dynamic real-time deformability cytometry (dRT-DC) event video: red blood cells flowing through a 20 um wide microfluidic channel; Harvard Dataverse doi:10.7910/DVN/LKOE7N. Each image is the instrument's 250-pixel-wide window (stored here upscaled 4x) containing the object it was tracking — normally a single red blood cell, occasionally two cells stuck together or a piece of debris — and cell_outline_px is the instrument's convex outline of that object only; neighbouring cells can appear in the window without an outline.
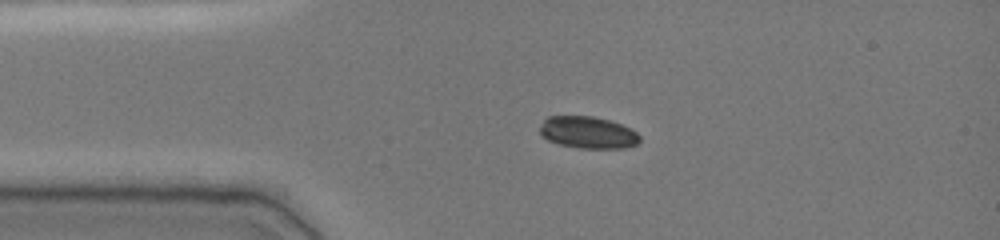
{"species": "common noctule bat (a hibernating species)", "species_latin": "Nyctalus noctula", "temperature_condition": "cold", "stored_images_in_passage": 40, "camera_frame_rate_fps": 3000, "um_per_image_px": 0.085, "animal": {"sex": "female", "body_mass_g": 19.0, "forearm_length_mm": 51.5}, "frame": {"image": 1, "passage_image": 1, "time_ms": 0.0, "image_size_px": [1000, 240], "cell_outline_px": [[640, 140], [636, 144], [624, 148], [580, 148], [560, 144], [548, 140], [540, 136], [540, 124], [548, 116], [592, 116], [608, 120], [632, 128], [640, 136]], "centroid_in_image_um": [49.96, 11.26], "position_along_channel_um": 35.0, "area_um2": 18.61}}
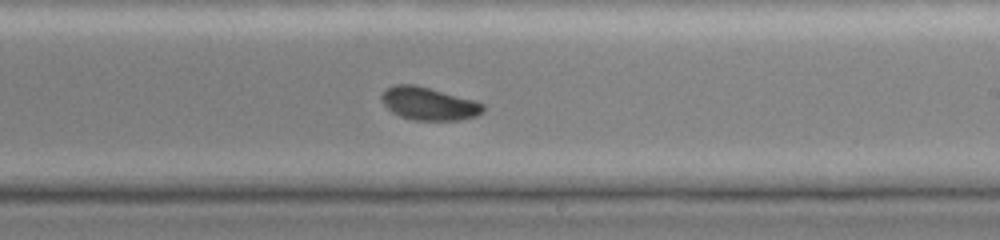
{"frame": {"image": 2, "passage_image": 20, "time_ms": 6.333, "image_size_px": [1000, 240], "cell_outline_px": [[484, 112], [476, 116], [460, 120], [412, 120], [400, 116], [392, 112], [380, 100], [380, 96], [388, 88], [396, 84], [416, 84], [476, 100], [484, 104]], "centroid_in_image_um": [36.47, 8.81], "position_along_channel_um": 252.5, "area_um2": 19.65}}
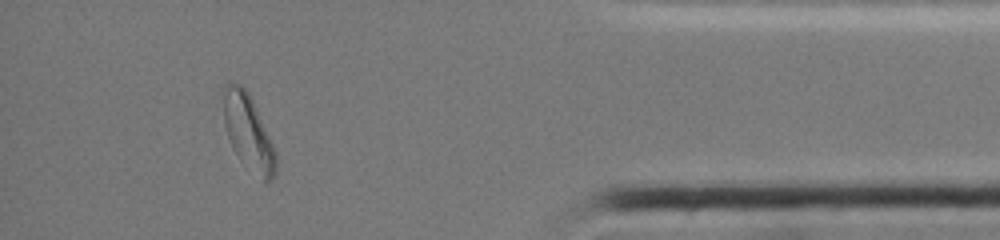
{"frame": {"image": 3, "passage_image": 35, "time_ms": 11.333, "image_size_px": [1000, 240], "cell_outline_px": [[276, 172], [272, 180], [264, 184], [240, 160], [232, 148], [228, 140], [224, 124], [220, 92], [220, 88], [228, 80], [232, 80], [240, 84], [248, 92], [252, 100], [276, 152]], "centroid_in_image_um": [21.03, 11.2], "position_along_channel_um": 414.2, "area_um2": 23.81}, "authors_computed_cell_mechanics": {"area_um2": 20.1433, "velocity_mm_per_s": 3.84, "shape_relaxation_time_tau1_ms": 3.4209, "shape_relaxation_time_tau2_ms": null, "deformation_change_tau1": 0.0867, "deformation_change_tau2": null}}